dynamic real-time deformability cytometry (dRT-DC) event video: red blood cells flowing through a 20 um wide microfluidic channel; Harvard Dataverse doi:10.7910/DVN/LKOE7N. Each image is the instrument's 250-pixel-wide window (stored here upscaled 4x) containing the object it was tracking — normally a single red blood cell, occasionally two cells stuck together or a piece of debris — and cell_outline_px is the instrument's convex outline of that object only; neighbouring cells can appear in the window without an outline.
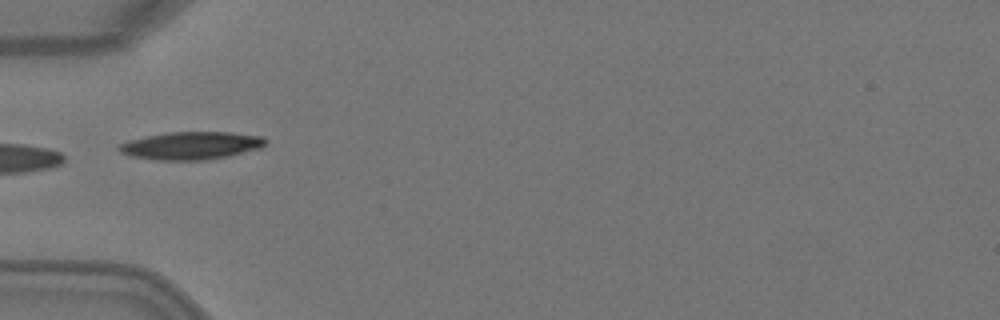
{"species": "Egyptian fruit bat (a non-hibernating species)", "species_latin": "Rousettus aegyptiacus", "temperature_condition": "warm", "stored_images_in_passage": 2, "camera_frame_rate_fps": 3000, "um_per_image_px": 0.085, "animal": {"sex": "female"}, "frame": {"image": 1, "passage_image": 2, "time_ms": 0.333, "image_size_px": [1000, 320], "cell_outline_px": [[268, 140], [260, 148], [228, 156], [204, 160], [156, 160], [132, 156], [120, 152], [116, 148], [116, 144], [128, 140], [168, 132], [228, 132], [264, 136]], "centroid_in_image_um": [16.22, 12.37], "position_along_channel_um": 68.8, "area_um2": 23.76}}